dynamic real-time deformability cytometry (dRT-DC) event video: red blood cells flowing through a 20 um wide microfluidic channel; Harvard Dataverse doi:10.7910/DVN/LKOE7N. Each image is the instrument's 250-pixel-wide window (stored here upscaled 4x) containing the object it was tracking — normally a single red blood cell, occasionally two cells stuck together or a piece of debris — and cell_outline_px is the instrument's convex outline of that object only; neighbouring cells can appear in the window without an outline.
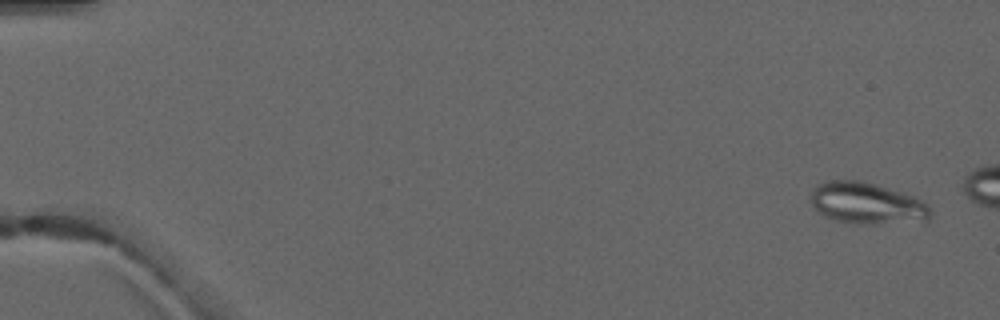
{"species": "common noctule bat (a hibernating species)", "species_latin": "Nyctalus noctula", "temperature_condition": "warm", "stored_images_in_passage": 4, "camera_frame_rate_fps": 3000, "um_per_image_px": 0.085, "animal": {"sex": "male", "forearm_length_mm": 52.5}, "frame": {"image": 1, "passage_image": 1, "time_ms": 0.0, "image_size_px": [1000, 320], "cell_outline_px": [[932, 212], [928, 220], [876, 224], [856, 224], [836, 220], [824, 216], [812, 204], [812, 188], [816, 184], [828, 180], [860, 180], [876, 184], [912, 196], [928, 204]], "centroid_in_image_um": [73.67, 17.27], "position_along_channel_um": 11.3, "area_um2": 28.84}}